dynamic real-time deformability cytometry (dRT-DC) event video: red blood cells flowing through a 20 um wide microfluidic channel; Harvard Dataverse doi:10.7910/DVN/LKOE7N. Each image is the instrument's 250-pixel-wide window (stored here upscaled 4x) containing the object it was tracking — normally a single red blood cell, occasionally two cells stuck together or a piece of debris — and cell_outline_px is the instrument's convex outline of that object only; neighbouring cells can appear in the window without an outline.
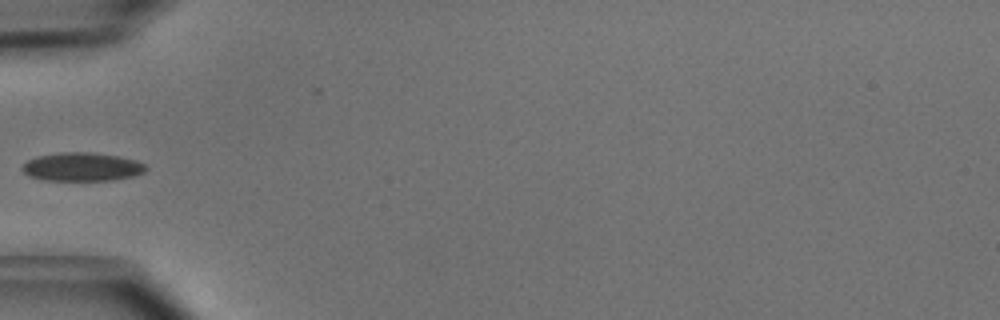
{"species": "common noctule bat (a hibernating species)", "species_latin": "Nyctalus noctula", "temperature_condition": "cold", "stored_images_in_passage": 34, "camera_frame_rate_fps": 3000, "um_per_image_px": 0.085, "animal": {"sex": "male", "body_mass_g": 15.6}, "frame": {"image": 1, "passage_image": 1, "time_ms": 0.0, "image_size_px": [1000, 320], "cell_outline_px": [[148, 168], [144, 172], [132, 176], [112, 180], [44, 180], [28, 176], [20, 168], [28, 160], [36, 156], [60, 152], [92, 152], [120, 156], [136, 160], [144, 164]], "centroid_in_image_um": [6.96, 14.17], "position_along_channel_um": 78.0, "area_um2": 20.63}}
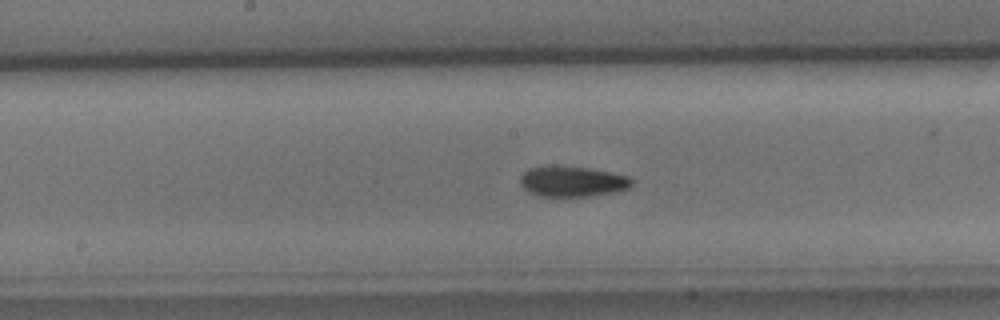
{"frame": {"image": 2, "passage_image": 10, "time_ms": 3.0, "image_size_px": [1000, 320], "cell_outline_px": [[632, 184], [628, 188], [616, 192], [588, 196], [540, 196], [524, 188], [520, 184], [520, 176], [528, 168], [552, 164], [592, 168], [628, 176], [632, 180]], "centroid_in_image_um": [48.63, 15.39], "position_along_channel_um": 199.6, "area_um2": 20.06}}
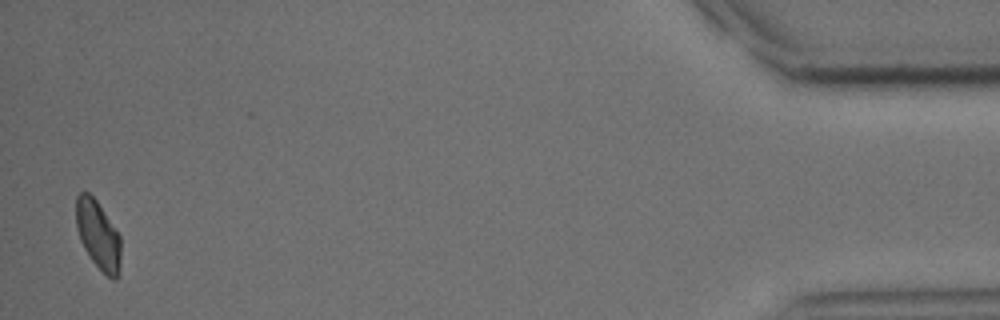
{"frame": {"image": 3, "passage_image": 33, "time_ms": 10.667, "image_size_px": [1000, 320], "cell_outline_px": [[120, 272], [116, 280], [112, 280], [92, 260], [84, 248], [80, 240], [76, 228], [76, 196], [80, 192], [88, 192], [96, 200], [120, 236]], "centroid_in_image_um": [8.33, 19.98], "position_along_channel_um": 426.9, "area_um2": 17.74}}